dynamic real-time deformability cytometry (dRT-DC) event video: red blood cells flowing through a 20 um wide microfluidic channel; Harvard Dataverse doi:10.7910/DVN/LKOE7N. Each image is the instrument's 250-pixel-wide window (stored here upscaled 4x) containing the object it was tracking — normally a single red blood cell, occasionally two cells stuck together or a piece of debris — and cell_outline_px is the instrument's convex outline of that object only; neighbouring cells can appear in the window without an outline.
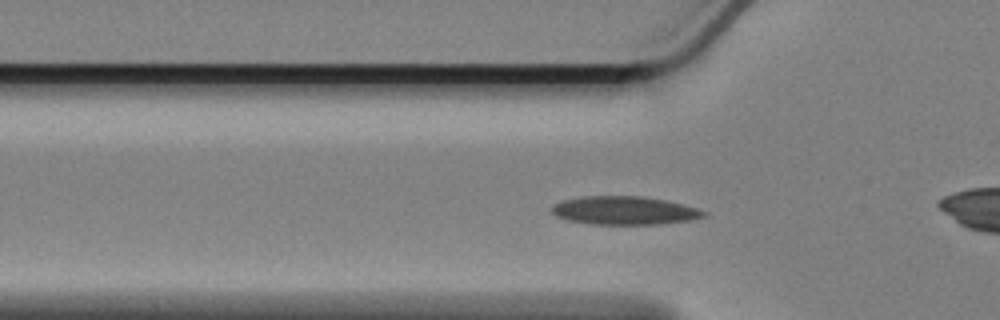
{"species": "Egyptian fruit bat (a non-hibernating species)", "species_latin": "Rousettus aegyptiacus", "temperature_condition": "cold", "stored_images_in_passage": 55, "camera_frame_rate_fps": 3000, "um_per_image_px": 0.085, "animal": {"sex": "female"}, "frame": {"image": 1, "passage_image": 14, "time_ms": 4.333, "image_size_px": [1000, 320], "cell_outline_px": [[708, 216], [692, 220], [660, 224], [588, 224], [568, 220], [556, 216], [552, 212], [552, 204], [560, 200], [584, 196], [640, 196], [664, 200], [696, 208], [708, 212]], "centroid_in_image_um": [53.06, 17.9], "position_along_channel_um": 72.7, "area_um2": 25.2}}
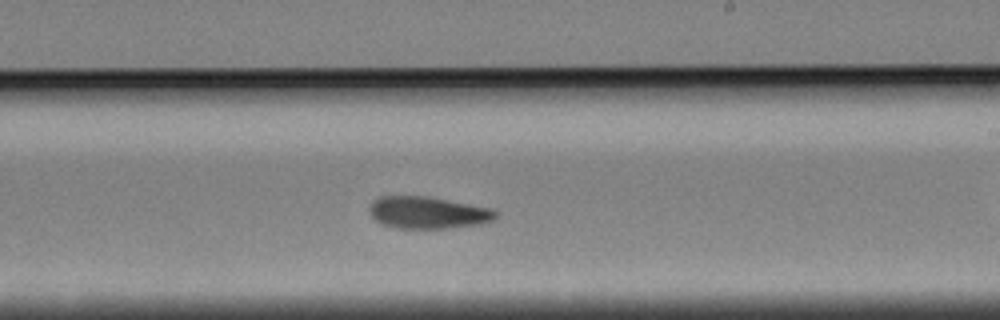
{"frame": {"image": 2, "passage_image": 30, "time_ms": 9.667, "image_size_px": [1000, 320], "cell_outline_px": [[496, 216], [492, 220], [476, 224], [448, 228], [396, 228], [380, 224], [372, 216], [372, 200], [380, 196], [428, 196], [492, 208], [496, 212]], "centroid_in_image_um": [36.35, 18.06], "position_along_channel_um": 252.6, "area_um2": 23.29}}
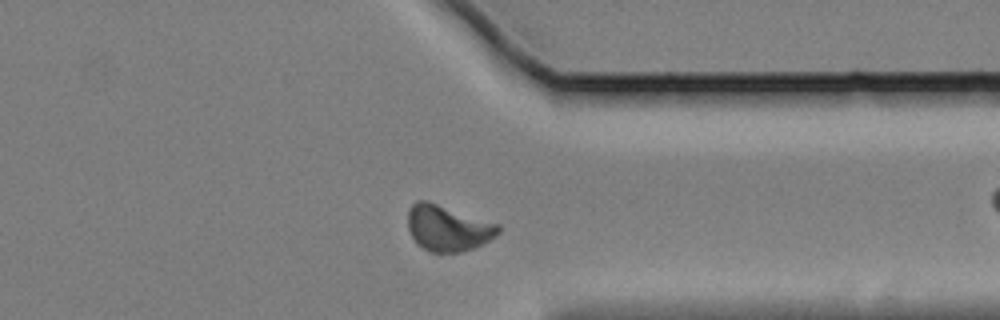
{"frame": {"image": 3, "passage_image": 41, "time_ms": 13.333, "image_size_px": [1000, 320], "cell_outline_px": [[500, 232], [496, 236], [472, 248], [460, 252], [428, 252], [416, 244], [408, 228], [408, 208], [416, 200], [428, 200], [500, 224]], "centroid_in_image_um": [38.04, 19.37], "position_along_channel_um": 373.4, "area_um2": 24.39}, "authors_computed_cell_mechanics": {"area_um2": 23.7558, "velocity_mm_per_s": 3.3567, "shape_relaxation_time_tau1_ms": 4.5648, "shape_relaxation_time_tau2_ms": 4.1643, "deformation_change_tau1": 0.1175, "deformation_change_tau2": 0.0885}}